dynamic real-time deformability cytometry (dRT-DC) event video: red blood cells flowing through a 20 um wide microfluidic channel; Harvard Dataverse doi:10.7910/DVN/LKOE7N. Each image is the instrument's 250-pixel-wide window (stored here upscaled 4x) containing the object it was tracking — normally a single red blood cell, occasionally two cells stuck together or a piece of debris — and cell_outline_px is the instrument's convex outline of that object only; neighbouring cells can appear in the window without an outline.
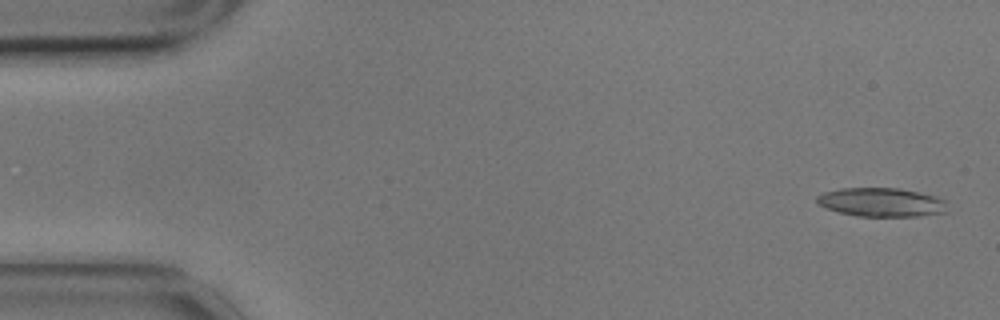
{"species": "common noctule bat (a hibernating species)", "species_latin": "Nyctalus noctula", "temperature_condition": "cold", "stored_images_in_passage": 57, "camera_frame_rate_fps": 3000, "um_per_image_px": 0.085, "animal": {"sex": "male", "body_mass_g": 17.9}, "frame": {"image": 1, "passage_image": 2, "time_ms": 0.333, "image_size_px": [1000, 320], "cell_outline_px": [[948, 212], [920, 216], [856, 216], [840, 212], [816, 204], [816, 196], [824, 192], [840, 188], [900, 188], [936, 196], [944, 200]], "centroid_in_image_um": [74.92, 17.19], "position_along_channel_um": 10.1, "area_um2": 21.96}}
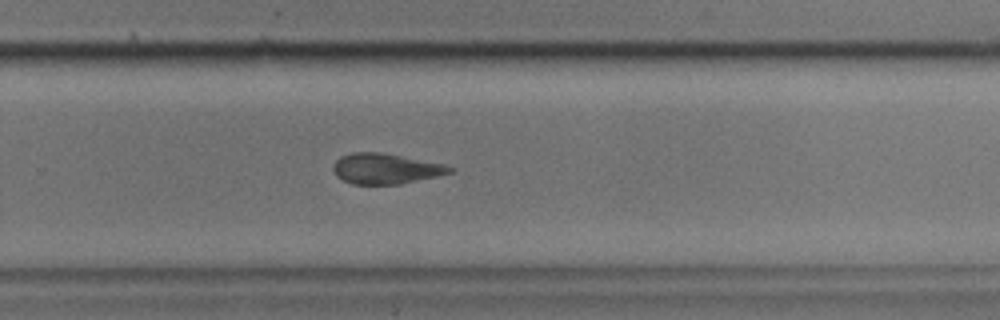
{"frame": {"image": 2, "passage_image": 37, "time_ms": 12.0, "image_size_px": [1000, 320], "cell_outline_px": [[456, 168], [452, 172], [436, 176], [400, 184], [352, 184], [336, 176], [332, 168], [336, 160], [340, 156], [352, 152], [380, 152], [444, 164]], "centroid_in_image_um": [32.76, 14.33], "position_along_channel_um": 297.0, "area_um2": 20.58}}
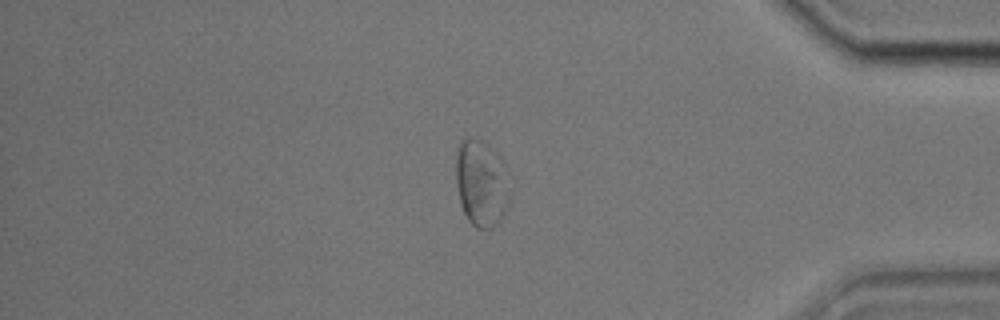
{"frame": {"image": 3, "passage_image": 48, "time_ms": 15.667, "image_size_px": [1000, 320], "cell_outline_px": [[516, 188], [504, 216], [492, 228], [476, 228], [468, 220], [464, 212], [460, 200], [456, 184], [456, 148], [460, 140], [468, 136], [472, 136], [480, 140], [500, 156], [516, 176]], "centroid_in_image_um": [41.05, 15.54], "position_along_channel_um": 394.1, "area_um2": 29.19}, "authors_computed_cell_mechanics": {"area_um2": 21.964, "velocity_mm_per_s": 3.4635, "shape_relaxation_time_tau1_ms": 8.8785, "shape_relaxation_time_tau2_ms": 3.8996, "deformation_change_tau1": 0.1955, "deformation_change_tau2": 0.1198}}